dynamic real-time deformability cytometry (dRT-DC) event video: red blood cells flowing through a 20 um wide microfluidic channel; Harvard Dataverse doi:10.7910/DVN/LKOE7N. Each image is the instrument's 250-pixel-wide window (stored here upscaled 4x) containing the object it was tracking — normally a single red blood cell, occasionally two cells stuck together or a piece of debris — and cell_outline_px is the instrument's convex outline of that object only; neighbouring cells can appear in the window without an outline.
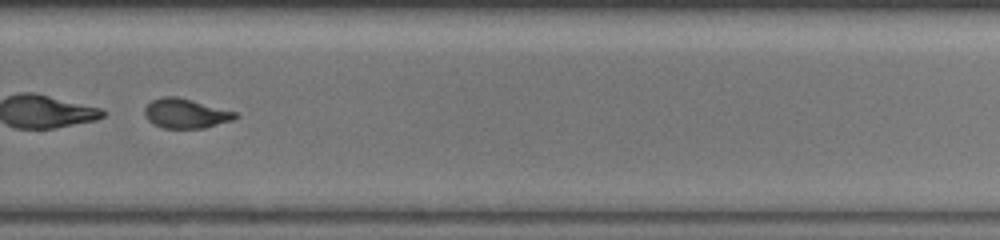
{"species": "common noctule bat (a hibernating species)", "species_latin": "Nyctalus noctula", "temperature_condition": "warm", "stored_images_in_passage": 46, "camera_frame_rate_fps": 3000, "um_per_image_px": 0.085, "animal": {"sex": "female", "body_mass_g": 19.5, "forearm_length_mm": 54.1}, "frame": {"image": 1, "passage_image": 33, "time_ms": 12.333, "image_size_px": [1000, 240], "cell_outline_px": [[240, 116], [232, 120], [204, 128], [164, 128], [152, 124], [148, 120], [144, 112], [144, 108], [152, 100], [164, 96], [176, 96], [192, 100], [236, 112]], "centroid_in_image_um": [15.77, 9.64], "position_along_channel_um": 314.0, "area_um2": 15.55}}